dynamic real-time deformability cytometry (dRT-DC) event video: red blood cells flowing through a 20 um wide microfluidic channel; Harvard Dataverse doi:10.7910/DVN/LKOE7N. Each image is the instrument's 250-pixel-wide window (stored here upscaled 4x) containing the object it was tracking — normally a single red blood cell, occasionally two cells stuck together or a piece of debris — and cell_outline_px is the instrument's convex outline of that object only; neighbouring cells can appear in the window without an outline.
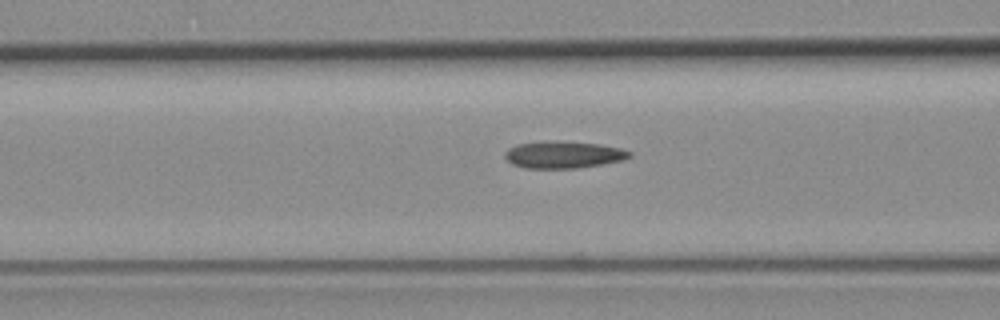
{"species": "common noctule bat (a hibernating species)", "species_latin": "Nyctalus noctula", "temperature_condition": "room temperature", "stored_images_in_passage": 20, "camera_frame_rate_fps": 3000, "um_per_image_px": 0.085, "animal": {"sex": "female", "body_mass_g": 19.3, "forearm_length_mm": 54.1}, "frame": {"image": 1, "passage_image": 15, "time_ms": 4.667, "image_size_px": [1000, 320], "cell_outline_px": [[632, 156], [624, 160], [576, 168], [524, 168], [512, 164], [504, 156], [504, 152], [508, 148], [516, 144], [596, 144], [620, 148], [632, 152]], "centroid_in_image_um": [47.9, 13.21], "position_along_channel_um": 118.7, "area_um2": 18.44}}